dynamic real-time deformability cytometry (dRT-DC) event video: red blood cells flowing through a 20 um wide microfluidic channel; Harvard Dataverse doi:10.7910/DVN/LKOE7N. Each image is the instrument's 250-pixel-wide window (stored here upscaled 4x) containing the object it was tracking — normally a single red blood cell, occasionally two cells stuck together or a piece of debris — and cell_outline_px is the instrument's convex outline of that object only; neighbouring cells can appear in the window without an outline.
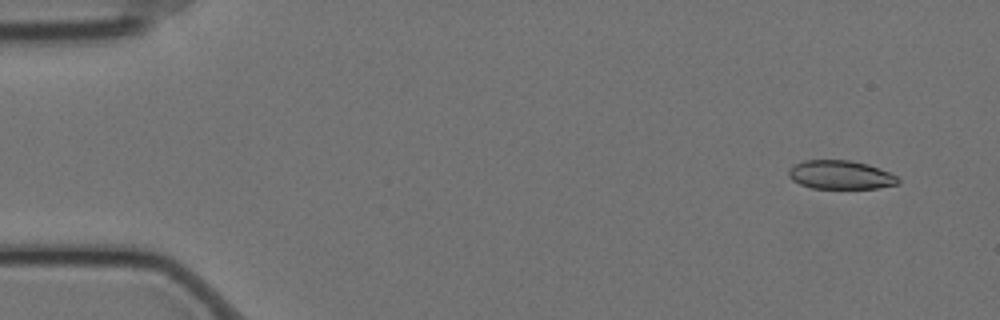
{"species": "Egyptian fruit bat (a non-hibernating species)", "species_latin": "Rousettus aegyptiacus", "temperature_condition": "cold", "stored_images_in_passage": 17, "camera_frame_rate_fps": 3000, "um_per_image_px": 0.085, "animal": {"sex": "female"}, "frame": {"image": 1, "passage_image": 4, "time_ms": 1.0, "image_size_px": [1000, 320], "cell_outline_px": [[900, 184], [876, 188], [812, 188], [800, 184], [792, 180], [788, 176], [788, 172], [796, 164], [804, 160], [848, 160], [868, 164], [888, 172], [896, 176], [900, 180]], "centroid_in_image_um": [71.45, 14.87], "position_along_channel_um": 13.5, "area_um2": 18.15}}
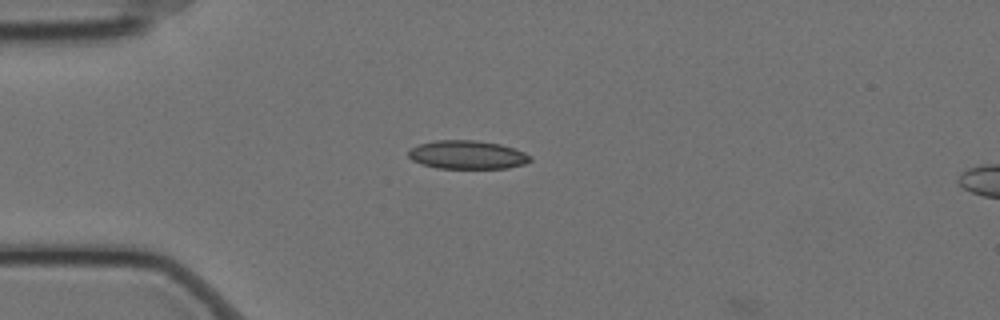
{"frame": {"image": 2, "passage_image": 15, "time_ms": 4.667, "image_size_px": [1000, 320], "cell_outline_px": [[532, 160], [524, 164], [508, 168], [436, 168], [420, 164], [412, 160], [408, 156], [408, 152], [412, 148], [420, 144], [436, 140], [476, 140], [500, 144], [524, 152], [532, 156]], "centroid_in_image_um": [39.72, 13.16], "position_along_channel_um": 45.3, "area_um2": 20.23}}